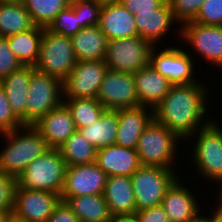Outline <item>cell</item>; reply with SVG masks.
Masks as SVG:
<instances>
[{"instance_id": "obj_1", "label": "cell", "mask_w": 222, "mask_h": 222, "mask_svg": "<svg viewBox=\"0 0 222 222\" xmlns=\"http://www.w3.org/2000/svg\"><path fill=\"white\" fill-rule=\"evenodd\" d=\"M206 84L198 81L172 85L168 94L153 108L154 119L187 143L191 135L212 119H205L209 113L207 105L210 104L208 97L211 90Z\"/></svg>"}, {"instance_id": "obj_2", "label": "cell", "mask_w": 222, "mask_h": 222, "mask_svg": "<svg viewBox=\"0 0 222 222\" xmlns=\"http://www.w3.org/2000/svg\"><path fill=\"white\" fill-rule=\"evenodd\" d=\"M0 138L5 142V147L0 150V171L16 178L49 149L45 139L33 125H23L0 133Z\"/></svg>"}, {"instance_id": "obj_3", "label": "cell", "mask_w": 222, "mask_h": 222, "mask_svg": "<svg viewBox=\"0 0 222 222\" xmlns=\"http://www.w3.org/2000/svg\"><path fill=\"white\" fill-rule=\"evenodd\" d=\"M213 120V121H212ZM186 141L194 143L190 159L200 178L222 185V125L212 119ZM217 123V124H216Z\"/></svg>"}, {"instance_id": "obj_4", "label": "cell", "mask_w": 222, "mask_h": 222, "mask_svg": "<svg viewBox=\"0 0 222 222\" xmlns=\"http://www.w3.org/2000/svg\"><path fill=\"white\" fill-rule=\"evenodd\" d=\"M182 142L184 143L174 131L153 118L143 130L136 152L143 166L176 169V154L179 155L177 150L180 149L177 147Z\"/></svg>"}, {"instance_id": "obj_5", "label": "cell", "mask_w": 222, "mask_h": 222, "mask_svg": "<svg viewBox=\"0 0 222 222\" xmlns=\"http://www.w3.org/2000/svg\"><path fill=\"white\" fill-rule=\"evenodd\" d=\"M67 165L59 149L49 148L29 164L16 178L20 189H33L61 194Z\"/></svg>"}, {"instance_id": "obj_6", "label": "cell", "mask_w": 222, "mask_h": 222, "mask_svg": "<svg viewBox=\"0 0 222 222\" xmlns=\"http://www.w3.org/2000/svg\"><path fill=\"white\" fill-rule=\"evenodd\" d=\"M76 63L71 38L53 34L44 28L34 69L63 82Z\"/></svg>"}, {"instance_id": "obj_7", "label": "cell", "mask_w": 222, "mask_h": 222, "mask_svg": "<svg viewBox=\"0 0 222 222\" xmlns=\"http://www.w3.org/2000/svg\"><path fill=\"white\" fill-rule=\"evenodd\" d=\"M26 125H34L41 117L63 103V82L31 66Z\"/></svg>"}, {"instance_id": "obj_8", "label": "cell", "mask_w": 222, "mask_h": 222, "mask_svg": "<svg viewBox=\"0 0 222 222\" xmlns=\"http://www.w3.org/2000/svg\"><path fill=\"white\" fill-rule=\"evenodd\" d=\"M176 169L141 165L131 176L136 211L161 205L167 189L180 176Z\"/></svg>"}, {"instance_id": "obj_9", "label": "cell", "mask_w": 222, "mask_h": 222, "mask_svg": "<svg viewBox=\"0 0 222 222\" xmlns=\"http://www.w3.org/2000/svg\"><path fill=\"white\" fill-rule=\"evenodd\" d=\"M153 48V44L138 35L108 40L105 63L109 69L134 74L150 65Z\"/></svg>"}, {"instance_id": "obj_10", "label": "cell", "mask_w": 222, "mask_h": 222, "mask_svg": "<svg viewBox=\"0 0 222 222\" xmlns=\"http://www.w3.org/2000/svg\"><path fill=\"white\" fill-rule=\"evenodd\" d=\"M156 47L154 46L151 51L150 65L173 85L190 84L200 81L197 79L198 76H195V63L197 61L194 62V56L188 51L189 47L187 50L183 49L180 45L178 47L177 44L176 46L169 44L168 47L165 46L166 48L164 49L162 47L161 50L160 46H158V49Z\"/></svg>"}, {"instance_id": "obj_11", "label": "cell", "mask_w": 222, "mask_h": 222, "mask_svg": "<svg viewBox=\"0 0 222 222\" xmlns=\"http://www.w3.org/2000/svg\"><path fill=\"white\" fill-rule=\"evenodd\" d=\"M175 32L178 36L177 40L180 38L181 42H184V46L187 43V46L193 48L194 53L192 54L197 53L199 59L205 58L211 66L222 68V26L204 25L190 21L178 27Z\"/></svg>"}, {"instance_id": "obj_12", "label": "cell", "mask_w": 222, "mask_h": 222, "mask_svg": "<svg viewBox=\"0 0 222 222\" xmlns=\"http://www.w3.org/2000/svg\"><path fill=\"white\" fill-rule=\"evenodd\" d=\"M59 194L33 189L14 191L12 217L23 222H46L60 203Z\"/></svg>"}, {"instance_id": "obj_13", "label": "cell", "mask_w": 222, "mask_h": 222, "mask_svg": "<svg viewBox=\"0 0 222 222\" xmlns=\"http://www.w3.org/2000/svg\"><path fill=\"white\" fill-rule=\"evenodd\" d=\"M106 71L105 60L77 62L63 81V98H97Z\"/></svg>"}, {"instance_id": "obj_14", "label": "cell", "mask_w": 222, "mask_h": 222, "mask_svg": "<svg viewBox=\"0 0 222 222\" xmlns=\"http://www.w3.org/2000/svg\"><path fill=\"white\" fill-rule=\"evenodd\" d=\"M96 99L110 110L140 106L134 75L107 68Z\"/></svg>"}, {"instance_id": "obj_15", "label": "cell", "mask_w": 222, "mask_h": 222, "mask_svg": "<svg viewBox=\"0 0 222 222\" xmlns=\"http://www.w3.org/2000/svg\"><path fill=\"white\" fill-rule=\"evenodd\" d=\"M107 177L96 162L67 166L60 197L103 195Z\"/></svg>"}, {"instance_id": "obj_16", "label": "cell", "mask_w": 222, "mask_h": 222, "mask_svg": "<svg viewBox=\"0 0 222 222\" xmlns=\"http://www.w3.org/2000/svg\"><path fill=\"white\" fill-rule=\"evenodd\" d=\"M185 185L178 177L164 195L161 206L170 222H191L202 214L201 202L197 201L198 197L196 199L190 188Z\"/></svg>"}, {"instance_id": "obj_17", "label": "cell", "mask_w": 222, "mask_h": 222, "mask_svg": "<svg viewBox=\"0 0 222 222\" xmlns=\"http://www.w3.org/2000/svg\"><path fill=\"white\" fill-rule=\"evenodd\" d=\"M45 139L48 148L60 149L77 131L70 110L62 103L33 125Z\"/></svg>"}, {"instance_id": "obj_18", "label": "cell", "mask_w": 222, "mask_h": 222, "mask_svg": "<svg viewBox=\"0 0 222 222\" xmlns=\"http://www.w3.org/2000/svg\"><path fill=\"white\" fill-rule=\"evenodd\" d=\"M134 17L138 36L149 41L154 46L161 45L160 42L164 38L166 39V34L172 35L169 34L172 31L171 29L176 23L178 24L173 17L168 0L160 8L152 11L137 12Z\"/></svg>"}, {"instance_id": "obj_19", "label": "cell", "mask_w": 222, "mask_h": 222, "mask_svg": "<svg viewBox=\"0 0 222 222\" xmlns=\"http://www.w3.org/2000/svg\"><path fill=\"white\" fill-rule=\"evenodd\" d=\"M153 109L148 106L118 109V130L115 144L136 149L145 127L153 119Z\"/></svg>"}, {"instance_id": "obj_20", "label": "cell", "mask_w": 222, "mask_h": 222, "mask_svg": "<svg viewBox=\"0 0 222 222\" xmlns=\"http://www.w3.org/2000/svg\"><path fill=\"white\" fill-rule=\"evenodd\" d=\"M96 164L107 176H132L142 165L136 149L112 144L97 150Z\"/></svg>"}, {"instance_id": "obj_21", "label": "cell", "mask_w": 222, "mask_h": 222, "mask_svg": "<svg viewBox=\"0 0 222 222\" xmlns=\"http://www.w3.org/2000/svg\"><path fill=\"white\" fill-rule=\"evenodd\" d=\"M98 27L108 40L138 35L134 15L120 2L102 6Z\"/></svg>"}, {"instance_id": "obj_22", "label": "cell", "mask_w": 222, "mask_h": 222, "mask_svg": "<svg viewBox=\"0 0 222 222\" xmlns=\"http://www.w3.org/2000/svg\"><path fill=\"white\" fill-rule=\"evenodd\" d=\"M111 216H134L135 194L130 176H108L103 193Z\"/></svg>"}, {"instance_id": "obj_23", "label": "cell", "mask_w": 222, "mask_h": 222, "mask_svg": "<svg viewBox=\"0 0 222 222\" xmlns=\"http://www.w3.org/2000/svg\"><path fill=\"white\" fill-rule=\"evenodd\" d=\"M133 75L139 105L152 109L168 94L173 85L151 65L141 68Z\"/></svg>"}, {"instance_id": "obj_24", "label": "cell", "mask_w": 222, "mask_h": 222, "mask_svg": "<svg viewBox=\"0 0 222 222\" xmlns=\"http://www.w3.org/2000/svg\"><path fill=\"white\" fill-rule=\"evenodd\" d=\"M31 75V66H21L10 75L0 80L5 90L12 112L26 125V102Z\"/></svg>"}, {"instance_id": "obj_25", "label": "cell", "mask_w": 222, "mask_h": 222, "mask_svg": "<svg viewBox=\"0 0 222 222\" xmlns=\"http://www.w3.org/2000/svg\"><path fill=\"white\" fill-rule=\"evenodd\" d=\"M77 62L105 60L108 39L98 25L84 27L71 37Z\"/></svg>"}, {"instance_id": "obj_26", "label": "cell", "mask_w": 222, "mask_h": 222, "mask_svg": "<svg viewBox=\"0 0 222 222\" xmlns=\"http://www.w3.org/2000/svg\"><path fill=\"white\" fill-rule=\"evenodd\" d=\"M81 222H111L112 216L102 194L60 197Z\"/></svg>"}, {"instance_id": "obj_27", "label": "cell", "mask_w": 222, "mask_h": 222, "mask_svg": "<svg viewBox=\"0 0 222 222\" xmlns=\"http://www.w3.org/2000/svg\"><path fill=\"white\" fill-rule=\"evenodd\" d=\"M118 130V110L106 109L93 124L78 129L82 137L97 150L115 144Z\"/></svg>"}, {"instance_id": "obj_28", "label": "cell", "mask_w": 222, "mask_h": 222, "mask_svg": "<svg viewBox=\"0 0 222 222\" xmlns=\"http://www.w3.org/2000/svg\"><path fill=\"white\" fill-rule=\"evenodd\" d=\"M43 29V27L35 25L30 30H25L6 37L10 49L13 51L15 57L22 64V66L34 67L36 64Z\"/></svg>"}, {"instance_id": "obj_29", "label": "cell", "mask_w": 222, "mask_h": 222, "mask_svg": "<svg viewBox=\"0 0 222 222\" xmlns=\"http://www.w3.org/2000/svg\"><path fill=\"white\" fill-rule=\"evenodd\" d=\"M35 26L23 3H0V37H7Z\"/></svg>"}, {"instance_id": "obj_30", "label": "cell", "mask_w": 222, "mask_h": 222, "mask_svg": "<svg viewBox=\"0 0 222 222\" xmlns=\"http://www.w3.org/2000/svg\"><path fill=\"white\" fill-rule=\"evenodd\" d=\"M63 103L70 110L77 130L93 124L106 110L96 98H63Z\"/></svg>"}, {"instance_id": "obj_31", "label": "cell", "mask_w": 222, "mask_h": 222, "mask_svg": "<svg viewBox=\"0 0 222 222\" xmlns=\"http://www.w3.org/2000/svg\"><path fill=\"white\" fill-rule=\"evenodd\" d=\"M67 166L96 162L97 149L75 131L59 149Z\"/></svg>"}, {"instance_id": "obj_32", "label": "cell", "mask_w": 222, "mask_h": 222, "mask_svg": "<svg viewBox=\"0 0 222 222\" xmlns=\"http://www.w3.org/2000/svg\"><path fill=\"white\" fill-rule=\"evenodd\" d=\"M24 7L30 14L36 26L47 28L56 18V15L65 10L69 5V0H24Z\"/></svg>"}, {"instance_id": "obj_33", "label": "cell", "mask_w": 222, "mask_h": 222, "mask_svg": "<svg viewBox=\"0 0 222 222\" xmlns=\"http://www.w3.org/2000/svg\"><path fill=\"white\" fill-rule=\"evenodd\" d=\"M53 34H58L66 37H72L81 30L78 14L69 5L65 10L60 11L56 18L46 28Z\"/></svg>"}, {"instance_id": "obj_34", "label": "cell", "mask_w": 222, "mask_h": 222, "mask_svg": "<svg viewBox=\"0 0 222 222\" xmlns=\"http://www.w3.org/2000/svg\"><path fill=\"white\" fill-rule=\"evenodd\" d=\"M70 6L78 14L81 28L96 26L99 24L102 5L94 0H75Z\"/></svg>"}, {"instance_id": "obj_35", "label": "cell", "mask_w": 222, "mask_h": 222, "mask_svg": "<svg viewBox=\"0 0 222 222\" xmlns=\"http://www.w3.org/2000/svg\"><path fill=\"white\" fill-rule=\"evenodd\" d=\"M178 26L193 21L205 0H168Z\"/></svg>"}, {"instance_id": "obj_36", "label": "cell", "mask_w": 222, "mask_h": 222, "mask_svg": "<svg viewBox=\"0 0 222 222\" xmlns=\"http://www.w3.org/2000/svg\"><path fill=\"white\" fill-rule=\"evenodd\" d=\"M193 22L222 26V0H205Z\"/></svg>"}, {"instance_id": "obj_37", "label": "cell", "mask_w": 222, "mask_h": 222, "mask_svg": "<svg viewBox=\"0 0 222 222\" xmlns=\"http://www.w3.org/2000/svg\"><path fill=\"white\" fill-rule=\"evenodd\" d=\"M22 126L23 123L12 112L5 90L0 84V133L9 132Z\"/></svg>"}, {"instance_id": "obj_38", "label": "cell", "mask_w": 222, "mask_h": 222, "mask_svg": "<svg viewBox=\"0 0 222 222\" xmlns=\"http://www.w3.org/2000/svg\"><path fill=\"white\" fill-rule=\"evenodd\" d=\"M16 177L0 171V211L12 212L14 204V191Z\"/></svg>"}, {"instance_id": "obj_39", "label": "cell", "mask_w": 222, "mask_h": 222, "mask_svg": "<svg viewBox=\"0 0 222 222\" xmlns=\"http://www.w3.org/2000/svg\"><path fill=\"white\" fill-rule=\"evenodd\" d=\"M22 64L8 45L6 37H0V80L18 70Z\"/></svg>"}, {"instance_id": "obj_40", "label": "cell", "mask_w": 222, "mask_h": 222, "mask_svg": "<svg viewBox=\"0 0 222 222\" xmlns=\"http://www.w3.org/2000/svg\"><path fill=\"white\" fill-rule=\"evenodd\" d=\"M166 1L167 0H120V3L135 15L137 12L156 10Z\"/></svg>"}, {"instance_id": "obj_41", "label": "cell", "mask_w": 222, "mask_h": 222, "mask_svg": "<svg viewBox=\"0 0 222 222\" xmlns=\"http://www.w3.org/2000/svg\"><path fill=\"white\" fill-rule=\"evenodd\" d=\"M138 222H170L161 205L145 208L135 212Z\"/></svg>"}, {"instance_id": "obj_42", "label": "cell", "mask_w": 222, "mask_h": 222, "mask_svg": "<svg viewBox=\"0 0 222 222\" xmlns=\"http://www.w3.org/2000/svg\"><path fill=\"white\" fill-rule=\"evenodd\" d=\"M46 222H81L66 202L60 201Z\"/></svg>"}, {"instance_id": "obj_43", "label": "cell", "mask_w": 222, "mask_h": 222, "mask_svg": "<svg viewBox=\"0 0 222 222\" xmlns=\"http://www.w3.org/2000/svg\"><path fill=\"white\" fill-rule=\"evenodd\" d=\"M215 211L211 209V214H207L209 222H222V208L218 205L214 207ZM214 211V212H213Z\"/></svg>"}, {"instance_id": "obj_44", "label": "cell", "mask_w": 222, "mask_h": 222, "mask_svg": "<svg viewBox=\"0 0 222 222\" xmlns=\"http://www.w3.org/2000/svg\"><path fill=\"white\" fill-rule=\"evenodd\" d=\"M111 222H138V219L134 216H119L112 218Z\"/></svg>"}, {"instance_id": "obj_45", "label": "cell", "mask_w": 222, "mask_h": 222, "mask_svg": "<svg viewBox=\"0 0 222 222\" xmlns=\"http://www.w3.org/2000/svg\"><path fill=\"white\" fill-rule=\"evenodd\" d=\"M12 212H1L0 211V222H7L12 217Z\"/></svg>"}, {"instance_id": "obj_46", "label": "cell", "mask_w": 222, "mask_h": 222, "mask_svg": "<svg viewBox=\"0 0 222 222\" xmlns=\"http://www.w3.org/2000/svg\"><path fill=\"white\" fill-rule=\"evenodd\" d=\"M95 2L99 3L100 5H108L116 2H120V0H94Z\"/></svg>"}, {"instance_id": "obj_47", "label": "cell", "mask_w": 222, "mask_h": 222, "mask_svg": "<svg viewBox=\"0 0 222 222\" xmlns=\"http://www.w3.org/2000/svg\"><path fill=\"white\" fill-rule=\"evenodd\" d=\"M191 222H209L208 217L203 213L200 214L195 220L191 221Z\"/></svg>"}, {"instance_id": "obj_48", "label": "cell", "mask_w": 222, "mask_h": 222, "mask_svg": "<svg viewBox=\"0 0 222 222\" xmlns=\"http://www.w3.org/2000/svg\"><path fill=\"white\" fill-rule=\"evenodd\" d=\"M220 193V195L218 196V198H216L217 200V203L215 202V204H217L219 207L222 208V185L219 187V190H218ZM219 199V200H218Z\"/></svg>"}, {"instance_id": "obj_49", "label": "cell", "mask_w": 222, "mask_h": 222, "mask_svg": "<svg viewBox=\"0 0 222 222\" xmlns=\"http://www.w3.org/2000/svg\"><path fill=\"white\" fill-rule=\"evenodd\" d=\"M24 0H0V3H23Z\"/></svg>"}, {"instance_id": "obj_50", "label": "cell", "mask_w": 222, "mask_h": 222, "mask_svg": "<svg viewBox=\"0 0 222 222\" xmlns=\"http://www.w3.org/2000/svg\"><path fill=\"white\" fill-rule=\"evenodd\" d=\"M7 222H23V221H20V220H17L13 217H11Z\"/></svg>"}]
</instances>
